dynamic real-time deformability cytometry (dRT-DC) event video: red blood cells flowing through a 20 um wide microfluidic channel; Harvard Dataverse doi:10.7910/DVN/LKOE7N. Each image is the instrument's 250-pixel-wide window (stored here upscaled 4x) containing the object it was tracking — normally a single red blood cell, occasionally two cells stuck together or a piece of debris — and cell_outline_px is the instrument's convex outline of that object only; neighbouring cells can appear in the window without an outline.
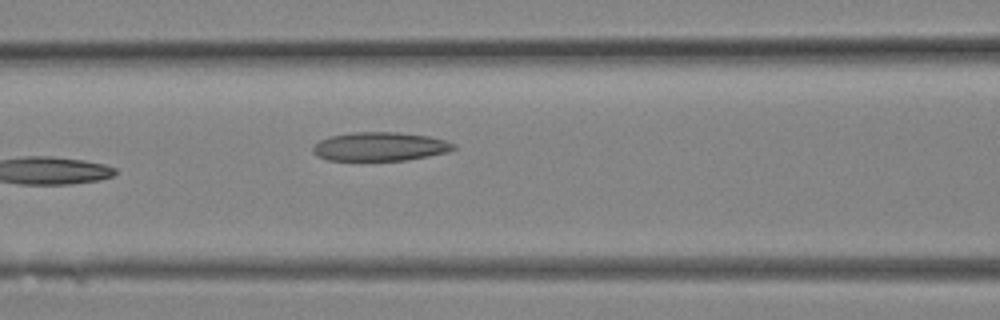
{"species": "Egyptian fruit bat (a non-hibernating species)", "species_latin": "Rousettus aegyptiacus", "temperature_condition": "room temperature", "stored_images_in_passage": 7, "camera_frame_rate_fps": 3000, "um_per_image_px": 0.085, "animal": {"sex": "female"}, "frame": {"image": 1, "passage_image": 7, "time_ms": 2.0, "image_size_px": [1000, 320], "cell_outline_px": [[456, 148], [448, 152], [408, 160], [328, 160], [316, 156], [312, 152], [312, 148], [320, 140], [328, 136], [356, 132], [396, 132], [428, 136], [444, 140], [456, 144]], "centroid_in_image_um": [32.29, 12.46], "position_along_channel_um": 134.3, "area_um2": 23.58}}